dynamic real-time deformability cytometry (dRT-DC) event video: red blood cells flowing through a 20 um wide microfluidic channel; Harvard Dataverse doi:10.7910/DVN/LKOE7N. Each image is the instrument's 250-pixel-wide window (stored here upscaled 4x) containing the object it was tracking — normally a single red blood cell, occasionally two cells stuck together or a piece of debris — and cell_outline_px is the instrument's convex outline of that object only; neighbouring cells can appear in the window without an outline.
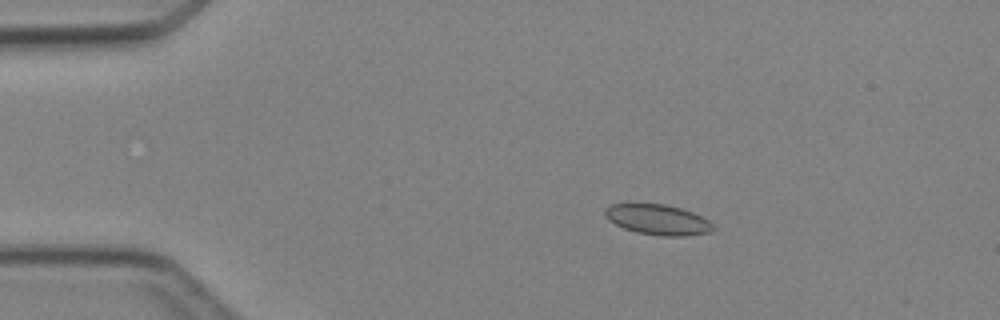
{"species": "Egyptian fruit bat (a non-hibernating species)", "species_latin": "Rousettus aegyptiacus", "temperature_condition": "cold", "stored_images_in_passage": 6, "camera_frame_rate_fps": 3000, "um_per_image_px": 0.085, "animal": {"sex": "female"}, "frame": {"image": 1, "passage_image": 3, "time_ms": 2.667, "image_size_px": [1000, 320], "cell_outline_px": [[716, 228], [708, 232], [684, 236], [660, 236], [636, 232], [624, 228], [608, 220], [604, 216], [604, 208], [608, 204], [628, 200], [664, 204], [680, 208], [692, 212], [708, 220]], "centroid_in_image_um": [55.79, 18.61], "position_along_channel_um": 29.2, "area_um2": 19.88}}
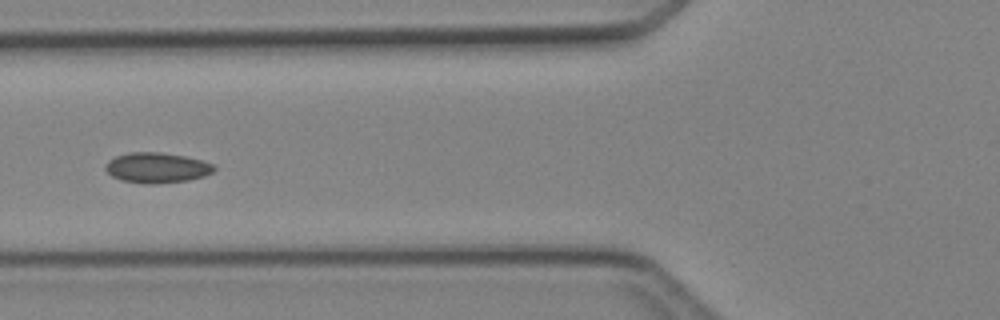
{"frame": {"image": 2, "passage_image": 6, "time_ms": 6.0, "image_size_px": [1000, 320], "cell_outline_px": [[216, 168], [212, 172], [204, 176], [188, 180], [152, 184], [148, 184], [120, 180], [112, 176], [104, 168], [108, 160], [116, 156], [128, 152], [160, 152], [184, 156], [200, 160], [212, 164]], "centroid_in_image_um": [13.3, 14.25], "position_along_channel_um": 112.5, "area_um2": 19.07}}